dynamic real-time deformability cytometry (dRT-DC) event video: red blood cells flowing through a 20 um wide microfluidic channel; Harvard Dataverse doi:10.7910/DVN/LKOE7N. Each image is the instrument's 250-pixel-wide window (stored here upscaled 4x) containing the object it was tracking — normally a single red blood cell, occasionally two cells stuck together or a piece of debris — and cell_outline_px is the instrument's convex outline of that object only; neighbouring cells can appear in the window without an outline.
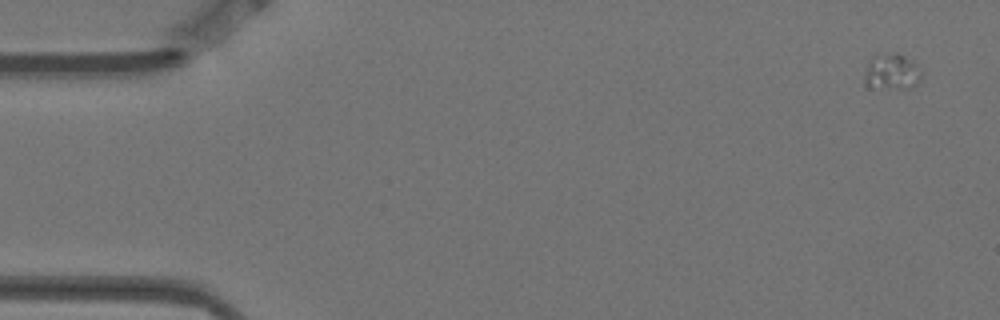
{"species": "Egyptian fruit bat (a non-hibernating species)", "species_latin": "Rousettus aegyptiacus", "temperature_condition": "warm", "stored_images_in_passage": 5, "camera_frame_rate_fps": 3000, "um_per_image_px": 0.085, "animal": {"sex": "female"}, "frame": {"image": 1, "passage_image": 1, "time_ms": 0.0, "image_size_px": [1000, 320], "cell_outline_px": [[920, 80], [916, 84], [908, 88], [888, 88], [868, 84], [864, 80], [864, 76], [868, 60], [872, 56], [896, 52], [912, 60], [916, 64], [920, 72]], "centroid_in_image_um": [75.8, 6.07], "position_along_channel_um": 9.2, "area_um2": 11.62}}